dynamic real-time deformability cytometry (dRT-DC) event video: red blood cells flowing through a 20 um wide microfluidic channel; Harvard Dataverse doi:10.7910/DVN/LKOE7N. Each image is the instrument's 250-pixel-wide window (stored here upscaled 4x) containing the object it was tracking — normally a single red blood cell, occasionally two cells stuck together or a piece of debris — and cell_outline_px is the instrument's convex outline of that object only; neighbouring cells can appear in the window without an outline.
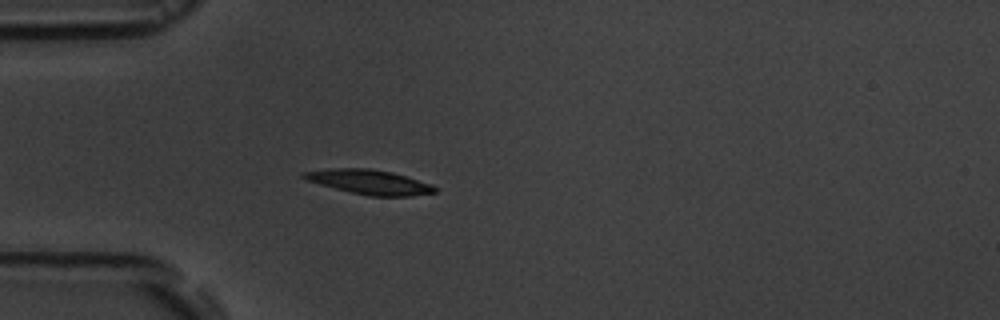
{"species": "common noctule bat (a hibernating species)", "species_latin": "Nyctalus noctula", "temperature_condition": "room temperature", "stored_images_in_passage": 4, "camera_frame_rate_fps": 3000, "um_per_image_px": 0.085, "animal": {"sex": "male", "body_mass_g": 19.5, "forearm_length_mm": 54.6}, "frame": {"image": 1, "passage_image": 4, "time_ms": 3.333, "image_size_px": [1000, 320], "cell_outline_px": [[436, 192], [412, 196], [368, 196], [320, 184], [308, 180], [300, 176], [304, 172], [328, 168], [368, 168], [392, 172], [432, 184], [436, 188]], "centroid_in_image_um": [31.42, 15.46], "position_along_channel_um": 53.6, "area_um2": 18.55}}